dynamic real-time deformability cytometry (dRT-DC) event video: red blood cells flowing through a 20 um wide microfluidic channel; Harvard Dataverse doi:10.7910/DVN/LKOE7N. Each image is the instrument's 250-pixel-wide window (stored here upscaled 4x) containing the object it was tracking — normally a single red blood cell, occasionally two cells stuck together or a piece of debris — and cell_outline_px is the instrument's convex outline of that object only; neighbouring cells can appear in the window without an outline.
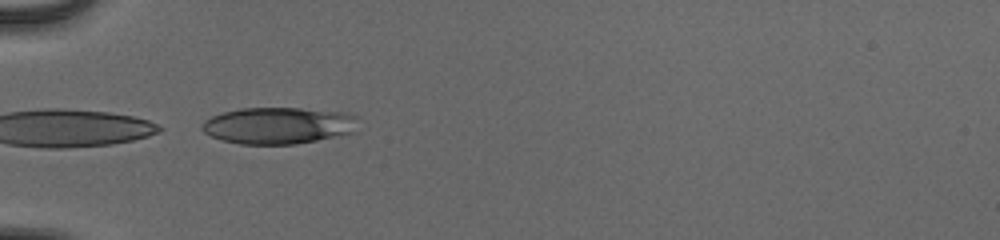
{"species": "human", "species_latin": "Homo sapiens", "temperature_condition": "cold", "stored_images_in_passage": 36, "camera_frame_rate_fps": 3000, "um_per_image_px": 0.085, "donor": {"sex": "male"}, "frame": {"image": 1, "passage_image": 1, "time_ms": 0.0, "image_size_px": [1000, 240], "cell_outline_px": [[356, 116], [352, 132], [316, 140], [296, 144], [240, 144], [224, 140], [212, 136], [204, 132], [200, 128], [204, 120], [212, 116], [224, 112], [240, 108], [300, 108], [344, 112]], "centroid_in_image_um": [23.6, 10.66], "position_along_channel_um": 61.4, "area_um2": 32.95}}
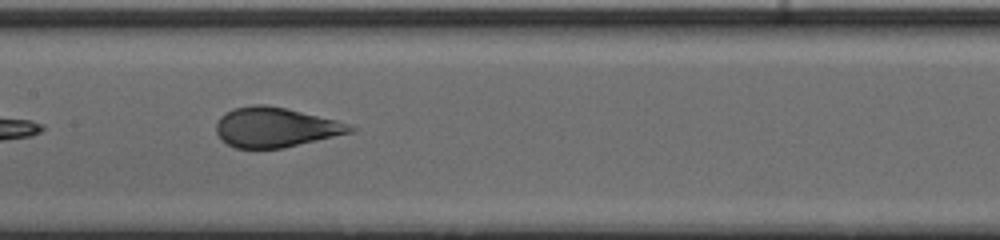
{"frame": {"image": 2, "passage_image": 11, "time_ms": 3.333, "image_size_px": [1000, 240], "cell_outline_px": [[356, 128], [352, 132], [284, 148], [236, 148], [220, 140], [216, 132], [216, 124], [220, 116], [224, 112], [232, 108], [252, 104], [264, 104], [284, 108], [336, 120], [348, 124]], "centroid_in_image_um": [23.35, 10.82], "position_along_channel_um": 184.0, "area_um2": 30.98}}
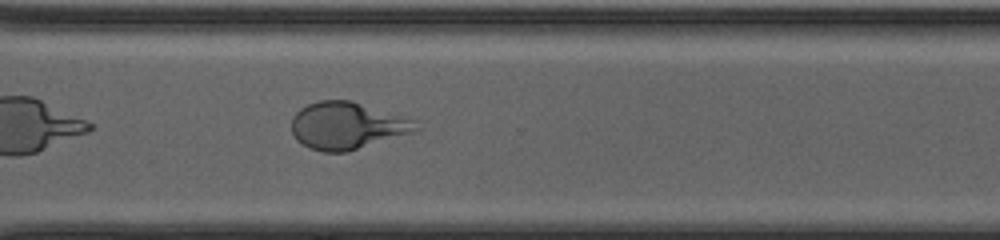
{"frame": {"image": 3, "passage_image": 23, "time_ms": 7.333, "image_size_px": [1000, 240], "cell_outline_px": [[420, 132], [348, 152], [324, 152], [308, 148], [296, 140], [292, 132], [292, 116], [300, 108], [308, 104], [320, 100], [352, 100], [416, 120], [420, 128]], "centroid_in_image_um": [29.57, 10.7], "position_along_channel_um": 341.0, "area_um2": 34.97}, "authors_computed_cell_mechanics": {"area_um2": 32.657, "velocity_mm_per_s": 3.9359, "shape_relaxation_time_tau1_ms": 4.345, "shape_relaxation_time_tau2_ms": null, "deformation_change_tau1": 0.1747, "deformation_change_tau2": null}}